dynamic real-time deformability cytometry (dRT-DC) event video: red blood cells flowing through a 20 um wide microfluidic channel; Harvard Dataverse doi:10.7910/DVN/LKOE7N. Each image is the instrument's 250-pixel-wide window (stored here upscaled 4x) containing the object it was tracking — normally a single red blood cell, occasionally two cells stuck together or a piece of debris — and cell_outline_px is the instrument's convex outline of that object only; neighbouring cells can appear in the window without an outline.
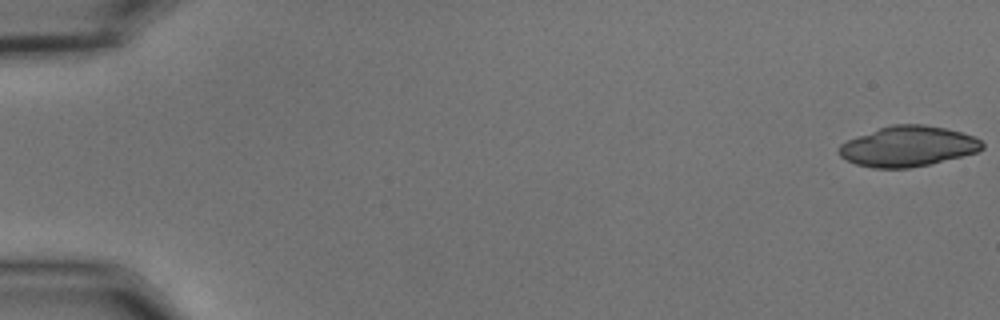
{"species": "common noctule bat (a hibernating species)", "species_latin": "Nyctalus noctula", "temperature_condition": "cold", "stored_images_in_passage": 55, "camera_frame_rate_fps": 3000, "um_per_image_px": 0.085, "animal": {"sex": "male", "body_mass_g": 15.6}, "frame": {"image": 1, "passage_image": 1, "time_ms": 0.0, "image_size_px": [1000, 320], "cell_outline_px": [[984, 148], [976, 152], [932, 164], [908, 168], [872, 168], [856, 164], [840, 156], [836, 152], [840, 144], [848, 140], [880, 128], [892, 124], [924, 124], [944, 128], [960, 132], [972, 136], [980, 140], [984, 144]], "centroid_in_image_um": [77.16, 12.45], "position_along_channel_um": 7.8, "area_um2": 33.52}}